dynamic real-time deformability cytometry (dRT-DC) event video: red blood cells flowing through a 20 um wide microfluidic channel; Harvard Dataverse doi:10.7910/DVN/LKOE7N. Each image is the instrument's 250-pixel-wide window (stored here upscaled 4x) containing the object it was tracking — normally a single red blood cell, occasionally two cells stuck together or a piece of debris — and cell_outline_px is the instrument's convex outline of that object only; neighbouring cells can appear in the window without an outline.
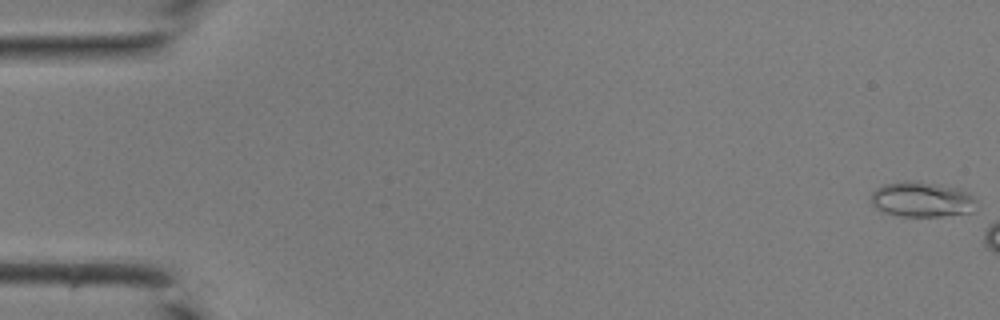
{"species": "common noctule bat (a hibernating species)", "species_latin": "Nyctalus noctula", "temperature_condition": "room temperature", "stored_images_in_passage": 5, "camera_frame_rate_fps": 3000, "um_per_image_px": 0.085, "animal": {"sex": "male", "body_mass_g": 19.0, "forearm_length_mm": 50.8}, "frame": {"image": 1, "passage_image": 1, "time_ms": 0.0, "image_size_px": [1000, 320], "cell_outline_px": [[980, 208], [972, 212], [940, 216], [900, 216], [884, 212], [876, 208], [872, 204], [872, 192], [876, 188], [884, 184], [900, 180], [916, 180], [956, 188], [968, 192], [976, 200]], "centroid_in_image_um": [78.38, 16.94], "position_along_channel_um": 6.6, "area_um2": 21.91}}